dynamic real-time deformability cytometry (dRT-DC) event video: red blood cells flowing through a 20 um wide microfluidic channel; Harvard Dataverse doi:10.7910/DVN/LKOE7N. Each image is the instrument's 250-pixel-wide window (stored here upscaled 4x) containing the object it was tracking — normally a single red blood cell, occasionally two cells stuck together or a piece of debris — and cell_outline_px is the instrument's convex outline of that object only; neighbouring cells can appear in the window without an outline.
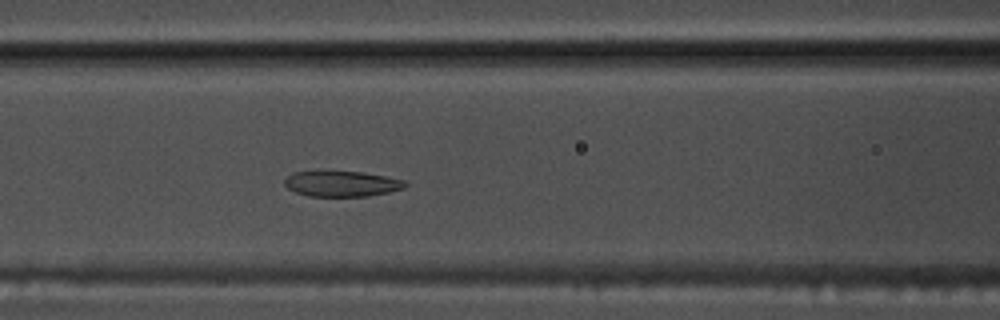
{"species": "common noctule bat (a hibernating species)", "species_latin": "Nyctalus noctula", "temperature_condition": "warm", "stored_images_in_passage": 22, "camera_frame_rate_fps": 3000, "um_per_image_px": 0.085, "animal": {"sex": "male", "body_mass_g": 17.5, "forearm_length_mm": 52.3}, "frame": {"image": 1, "passage_image": 12, "time_ms": 3.667, "image_size_px": [1000, 320], "cell_outline_px": [[408, 184], [404, 188], [388, 192], [368, 196], [308, 196], [296, 192], [288, 188], [284, 184], [284, 180], [292, 172], [316, 168], [320, 168], [364, 172], [408, 180]], "centroid_in_image_um": [29.01, 15.56], "position_along_channel_um": 137.6, "area_um2": 19.02}}
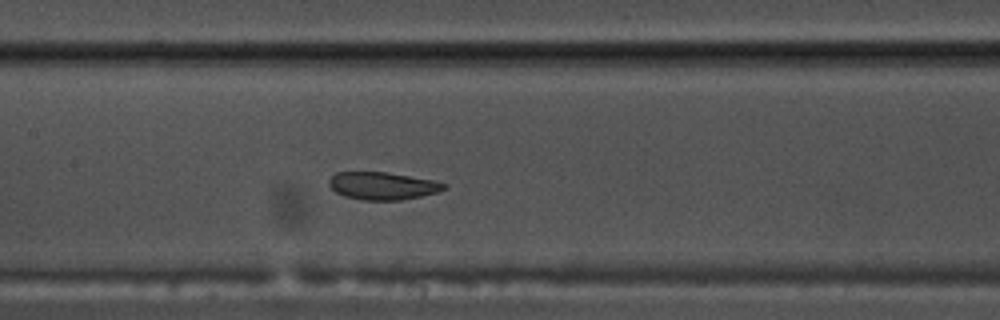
{"frame": {"image": 2, "passage_image": 15, "time_ms": 4.667, "image_size_px": [1000, 320], "cell_outline_px": [[448, 188], [436, 192], [420, 196], [400, 200], [364, 200], [344, 196], [336, 192], [328, 184], [328, 180], [336, 172], [388, 172], [432, 180], [448, 184]], "centroid_in_image_um": [32.51, 15.79], "position_along_channel_um": 174.9, "area_um2": 18.44}}